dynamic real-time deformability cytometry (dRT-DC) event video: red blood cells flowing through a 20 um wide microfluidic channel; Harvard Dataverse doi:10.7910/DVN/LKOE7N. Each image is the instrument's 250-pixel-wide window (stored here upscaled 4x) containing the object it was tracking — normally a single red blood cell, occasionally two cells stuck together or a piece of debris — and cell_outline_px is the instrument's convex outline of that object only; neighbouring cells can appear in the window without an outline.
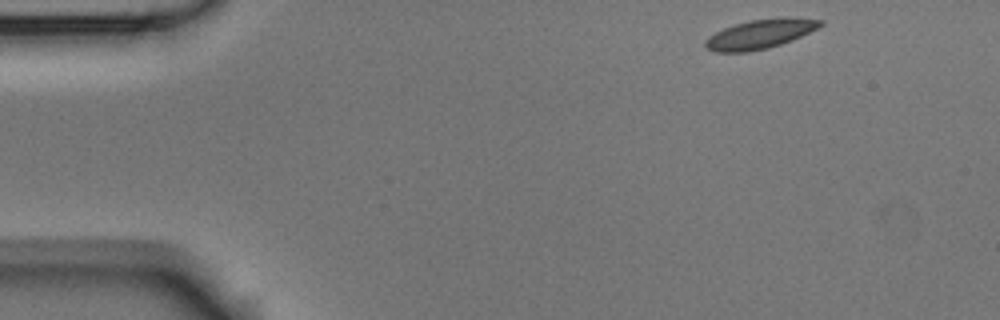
{"species": "Egyptian fruit bat (a non-hibernating species)", "species_latin": "Rousettus aegyptiacus", "temperature_condition": "room temperature", "stored_images_in_passage": 10, "camera_frame_rate_fps": 3000, "um_per_image_px": 0.085, "animal": {"sex": "male"}, "frame": {"image": 1, "passage_image": 1, "time_ms": 0.0, "image_size_px": [1000, 320], "cell_outline_px": [[824, 24], [792, 40], [768, 48], [748, 52], [716, 52], [708, 48], [704, 44], [704, 40], [716, 32], [724, 28], [736, 24], [752, 20], [824, 20]], "centroid_in_image_um": [64.49, 2.96], "position_along_channel_um": 20.5, "area_um2": 18.44}}